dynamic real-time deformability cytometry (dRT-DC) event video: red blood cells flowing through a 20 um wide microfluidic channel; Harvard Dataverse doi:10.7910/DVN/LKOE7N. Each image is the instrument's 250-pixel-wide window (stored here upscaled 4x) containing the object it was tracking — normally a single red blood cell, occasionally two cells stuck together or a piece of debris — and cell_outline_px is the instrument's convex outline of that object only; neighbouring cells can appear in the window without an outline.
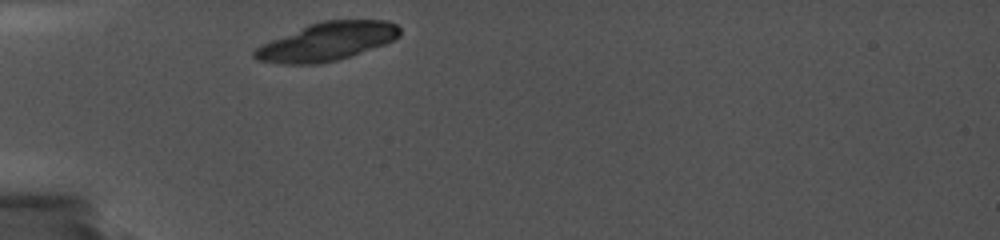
{"species": "common noctule bat (a hibernating species)", "species_latin": "Nyctalus noctula", "temperature_condition": "cold", "stored_images_in_passage": 2, "camera_frame_rate_fps": 5000, "um_per_image_px": 0.085, "animal": {"sex": "female", "body_mass_g": 19.0, "forearm_length_mm": 56.7}, "frame": {"image": 1, "passage_image": 1, "time_ms": 0.0, "image_size_px": [1000, 240], "cell_outline_px": [[400, 36], [396, 40], [336, 60], [316, 64], [280, 64], [256, 60], [252, 56], [252, 52], [256, 48], [272, 40], [308, 24], [320, 20], [388, 20], [396, 24], [400, 28]], "centroid_in_image_um": [27.8, 3.52], "position_along_channel_um": 57.2, "area_um2": 32.19}}